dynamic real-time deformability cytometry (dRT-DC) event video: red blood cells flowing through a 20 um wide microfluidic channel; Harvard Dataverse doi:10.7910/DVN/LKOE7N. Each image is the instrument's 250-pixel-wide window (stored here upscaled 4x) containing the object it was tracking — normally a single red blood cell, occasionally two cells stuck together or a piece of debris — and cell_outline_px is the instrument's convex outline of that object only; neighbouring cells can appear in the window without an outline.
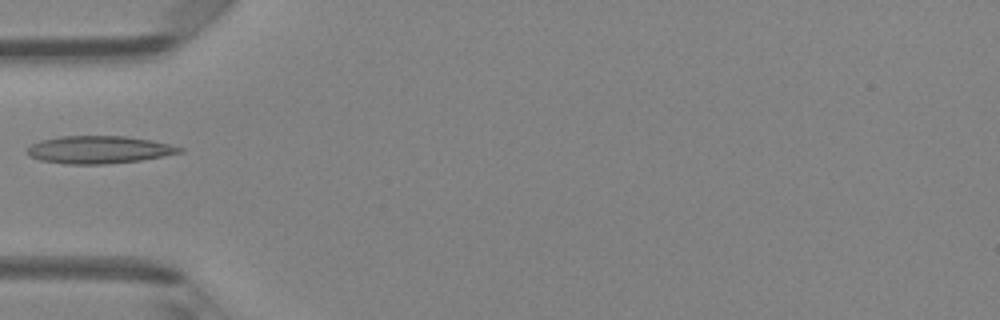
{"species": "Egyptian fruit bat (a non-hibernating species)", "species_latin": "Rousettus aegyptiacus", "temperature_condition": "room temperature", "stored_images_in_passage": 5, "camera_frame_rate_fps": 3000, "um_per_image_px": 0.085, "animal": {"sex": "female"}, "frame": {"image": 1, "passage_image": 4, "time_ms": 1.0, "image_size_px": [1000, 320], "cell_outline_px": [[184, 152], [164, 156], [140, 160], [104, 164], [64, 164], [40, 160], [32, 156], [28, 152], [28, 148], [32, 144], [40, 140], [60, 136], [124, 136], [152, 140], [184, 148]], "centroid_in_image_um": [8.44, 12.72], "position_along_channel_um": 76.6, "area_um2": 24.39}}
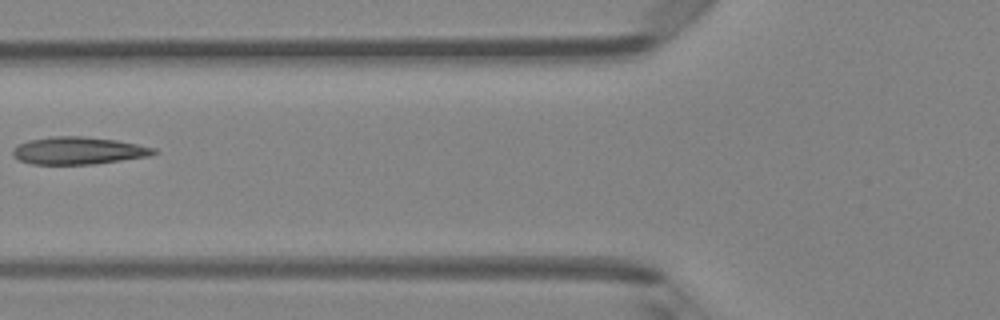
{"frame": {"image": 2, "passage_image": 5, "time_ms": 1.333, "image_size_px": [1000, 320], "cell_outline_px": [[160, 152], [152, 156], [92, 164], [32, 164], [20, 160], [12, 156], [12, 152], [20, 144], [28, 140], [52, 136], [84, 136], [116, 140], [156, 148]], "centroid_in_image_um": [6.71, 12.8], "position_along_channel_um": 119.1, "area_um2": 22.54}}